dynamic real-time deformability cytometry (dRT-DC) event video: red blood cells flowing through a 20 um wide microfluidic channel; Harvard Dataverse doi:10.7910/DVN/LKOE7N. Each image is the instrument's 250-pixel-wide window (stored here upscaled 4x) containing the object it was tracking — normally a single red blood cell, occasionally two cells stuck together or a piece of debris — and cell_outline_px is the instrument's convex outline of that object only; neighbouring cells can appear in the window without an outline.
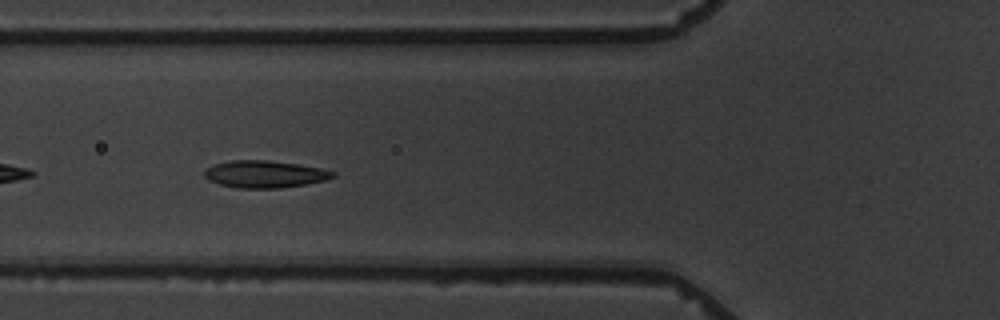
{"species": "common noctule bat (a hibernating species)", "species_latin": "Nyctalus noctula", "temperature_condition": "warm", "stored_images_in_passage": 6, "camera_frame_rate_fps": 3000, "um_per_image_px": 0.085, "animal": {"sex": "male", "body_mass_g": 19.5, "forearm_length_mm": 54.6}, "frame": {"image": 1, "passage_image": 5, "time_ms": 4.667, "image_size_px": [1000, 320], "cell_outline_px": [[336, 176], [324, 180], [308, 184], [280, 188], [236, 188], [220, 184], [208, 180], [204, 176], [204, 168], [212, 164], [232, 160], [268, 160], [296, 164], [320, 168], [336, 172]], "centroid_in_image_um": [22.46, 14.8], "position_along_channel_um": 103.3, "area_um2": 20.46}}
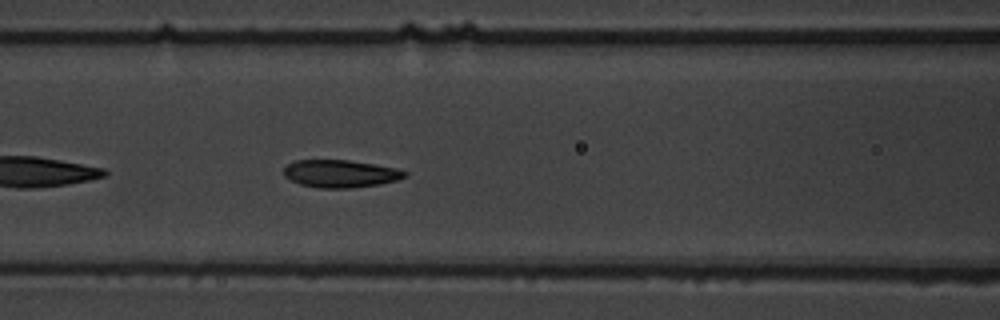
{"frame": {"image": 2, "passage_image": 6, "time_ms": 5.667, "image_size_px": [1000, 320], "cell_outline_px": [[408, 176], [396, 180], [380, 184], [348, 188], [320, 188], [300, 184], [284, 176], [284, 168], [288, 164], [296, 160], [348, 160], [396, 168], [408, 172]], "centroid_in_image_um": [28.94, 14.76], "position_along_channel_um": 137.7, "area_um2": 19.31}}